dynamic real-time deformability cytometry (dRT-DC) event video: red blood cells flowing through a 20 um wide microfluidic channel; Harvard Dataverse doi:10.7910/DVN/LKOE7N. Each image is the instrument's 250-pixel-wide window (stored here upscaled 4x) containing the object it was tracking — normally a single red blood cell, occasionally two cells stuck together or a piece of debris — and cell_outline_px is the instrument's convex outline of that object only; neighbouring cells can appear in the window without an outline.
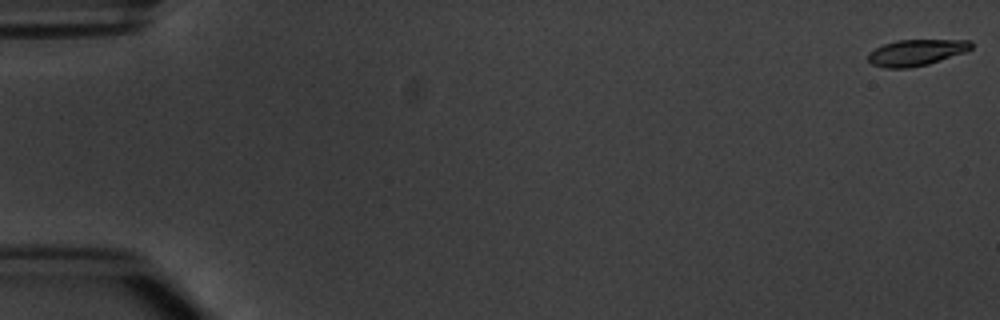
{"species": "common noctule bat (a hibernating species)", "species_latin": "Nyctalus noctula", "temperature_condition": "warm", "stored_images_in_passage": 6, "camera_frame_rate_fps": 3000, "um_per_image_px": 0.085, "animal": {"sex": "male", "body_mass_g": 20.1, "forearm_length_mm": 53.5}, "frame": {"image": 1, "passage_image": 1, "time_ms": 0.0, "image_size_px": [1000, 320], "cell_outline_px": [[972, 48], [964, 52], [928, 64], [908, 68], [884, 68], [872, 64], [868, 60], [868, 52], [884, 44], [896, 40], [972, 40]], "centroid_in_image_um": [77.85, 4.46], "position_along_channel_um": 7.1, "area_um2": 15.66}}
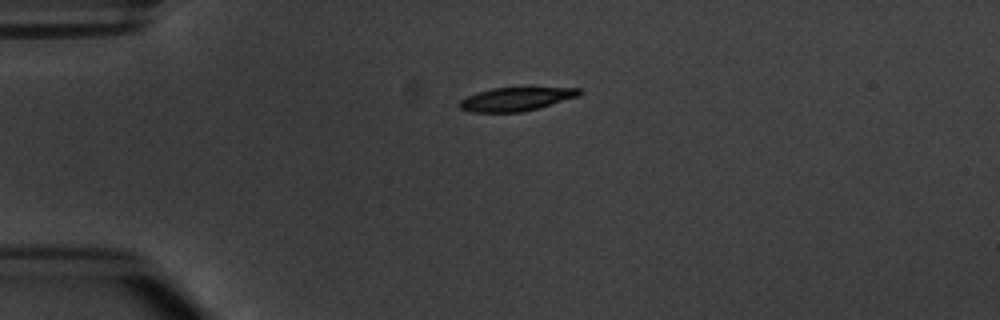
{"frame": {"image": 2, "passage_image": 4, "time_ms": 4.333, "image_size_px": [1000, 320], "cell_outline_px": [[580, 96], [536, 108], [520, 112], [472, 112], [460, 108], [456, 104], [460, 100], [468, 96], [492, 88], [580, 88]], "centroid_in_image_um": [43.82, 8.43], "position_along_channel_um": 41.2, "area_um2": 16.07}}